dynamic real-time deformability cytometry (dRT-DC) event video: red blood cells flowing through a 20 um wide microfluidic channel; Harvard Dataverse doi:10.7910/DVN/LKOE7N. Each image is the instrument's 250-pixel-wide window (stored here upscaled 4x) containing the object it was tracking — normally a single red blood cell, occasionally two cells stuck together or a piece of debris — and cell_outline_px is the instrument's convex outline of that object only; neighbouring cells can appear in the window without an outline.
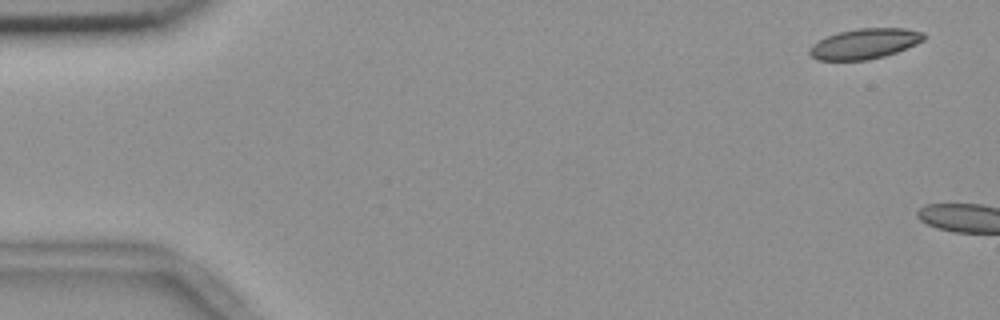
{"species": "common noctule bat (a hibernating species)", "species_latin": "Nyctalus noctula", "temperature_condition": "room temperature", "stored_images_in_passage": 4, "camera_frame_rate_fps": 3000, "um_per_image_px": 0.085, "animal": {"sex": "female", "body_mass_g": 18.4}, "frame": {"image": 1, "passage_image": 1, "time_ms": 0.0, "image_size_px": [1000, 320], "cell_outline_px": [[928, 36], [924, 40], [916, 44], [896, 52], [884, 56], [868, 60], [816, 60], [808, 52], [808, 48], [812, 44], [828, 36], [840, 32], [860, 28], [904, 28], [924, 32]], "centroid_in_image_um": [73.52, 3.71], "position_along_channel_um": 11.5, "area_um2": 20.17}}